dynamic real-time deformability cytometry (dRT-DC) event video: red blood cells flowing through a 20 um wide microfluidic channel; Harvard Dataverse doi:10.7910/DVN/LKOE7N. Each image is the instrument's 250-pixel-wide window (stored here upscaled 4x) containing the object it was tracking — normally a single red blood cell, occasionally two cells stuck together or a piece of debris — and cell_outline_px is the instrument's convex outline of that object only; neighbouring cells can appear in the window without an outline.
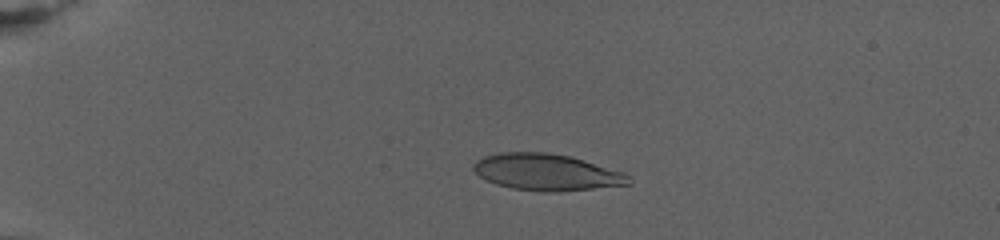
{"species": "human", "species_latin": "Homo sapiens", "temperature_condition": "warm", "stored_images_in_passage": 79, "camera_frame_rate_fps": 3000, "um_per_image_px": 0.085, "donor": {"sex": "female"}, "frame": {"image": 1, "passage_image": 20, "time_ms": 6.333, "image_size_px": [1000, 240], "cell_outline_px": [[632, 184], [560, 192], [544, 192], [512, 188], [496, 184], [484, 180], [472, 168], [472, 164], [476, 160], [484, 156], [500, 152], [548, 152], [572, 156], [624, 172], [632, 180]], "centroid_in_image_um": [46.46, 14.63], "position_along_channel_um": 38.5, "area_um2": 33.47}}
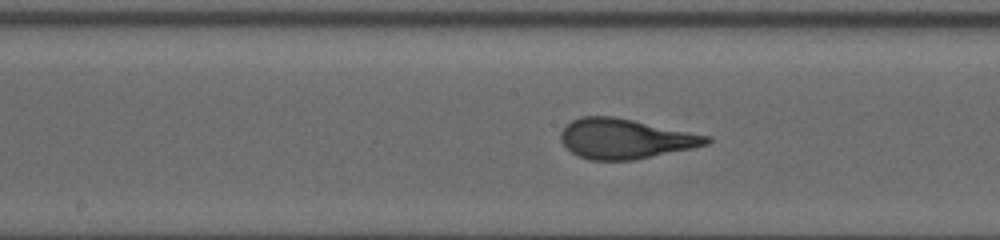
{"frame": {"image": 2, "passage_image": 44, "time_ms": 14.333, "image_size_px": [1000, 240], "cell_outline_px": [[712, 140], [708, 144], [692, 148], [632, 160], [588, 160], [572, 152], [560, 140], [560, 132], [572, 120], [580, 116], [612, 116], [712, 136]], "centroid_in_image_um": [53.15, 11.79], "position_along_channel_um": 195.1, "area_um2": 33.7}}
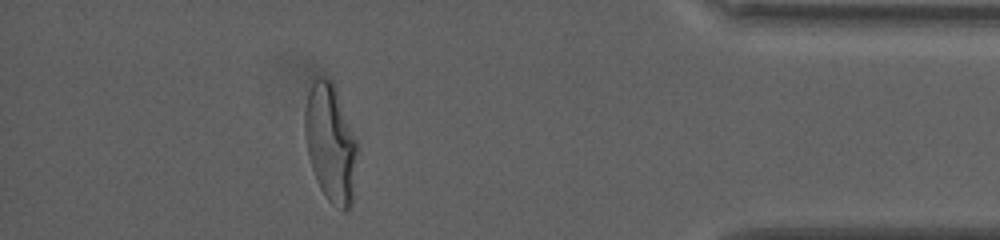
{"frame": {"image": 3, "passage_image": 71, "time_ms": 23.333, "image_size_px": [1000, 240], "cell_outline_px": [[356, 152], [352, 208], [344, 212], [332, 204], [328, 200], [320, 188], [316, 180], [312, 168], [308, 152], [304, 132], [304, 112], [308, 92], [316, 76], [320, 76], [332, 80], [356, 140]], "centroid_in_image_um": [28.07, 12.18], "position_along_channel_um": 407.1, "area_um2": 35.66}, "authors_computed_cell_mechanics": {"area_um2": 33.6396, "velocity_mm_per_s": 2.743, "shape_relaxation_time_tau1_ms": 6.1695, "shape_relaxation_time_tau2_ms": null, "deformation_change_tau1": 0.2617, "deformation_change_tau2": null}}